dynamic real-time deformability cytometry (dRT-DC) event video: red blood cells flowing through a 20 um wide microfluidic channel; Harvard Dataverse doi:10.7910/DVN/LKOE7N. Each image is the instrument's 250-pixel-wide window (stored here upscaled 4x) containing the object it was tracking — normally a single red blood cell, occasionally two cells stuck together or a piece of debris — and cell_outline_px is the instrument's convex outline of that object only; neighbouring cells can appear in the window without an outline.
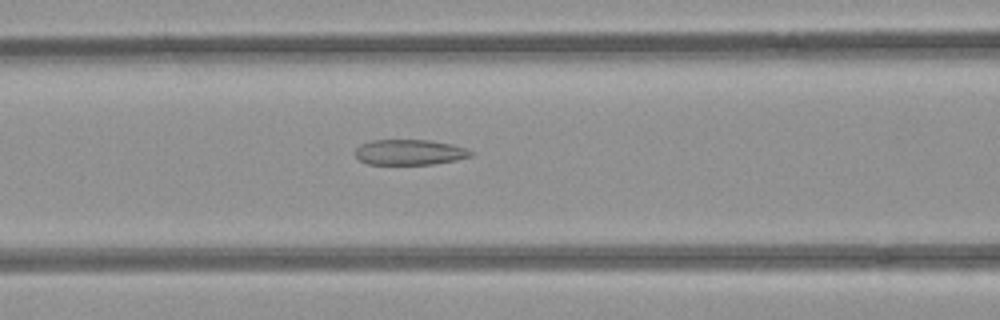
{"species": "common noctule bat (a hibernating species)", "species_latin": "Nyctalus noctula", "temperature_condition": "room temperature", "stored_images_in_passage": 43, "camera_frame_rate_fps": 3000, "um_per_image_px": 0.085, "animal": {"sex": "female", "body_mass_g": 21.9}, "frame": {"image": 1, "passage_image": 19, "time_ms": 6.0, "image_size_px": [1000, 320], "cell_outline_px": [[472, 156], [456, 160], [432, 164], [368, 164], [360, 160], [356, 156], [356, 148], [360, 144], [372, 140], [428, 140], [452, 144], [464, 148], [472, 152]], "centroid_in_image_um": [34.8, 12.94], "position_along_channel_um": 131.8, "area_um2": 16.99}}
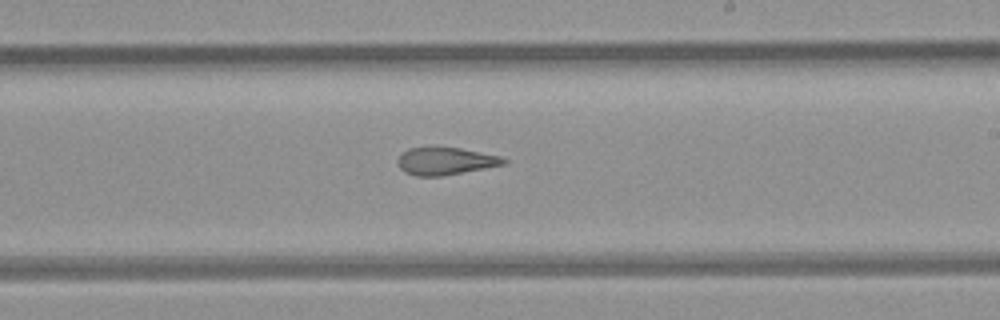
{"frame": {"image": 2, "passage_image": 28, "time_ms": 9.0, "image_size_px": [1000, 320], "cell_outline_px": [[508, 160], [504, 164], [484, 168], [440, 176], [416, 176], [404, 172], [400, 168], [396, 160], [408, 148], [460, 148], [500, 156]], "centroid_in_image_um": [37.84, 13.7], "position_along_channel_um": 251.2, "area_um2": 16.59}}
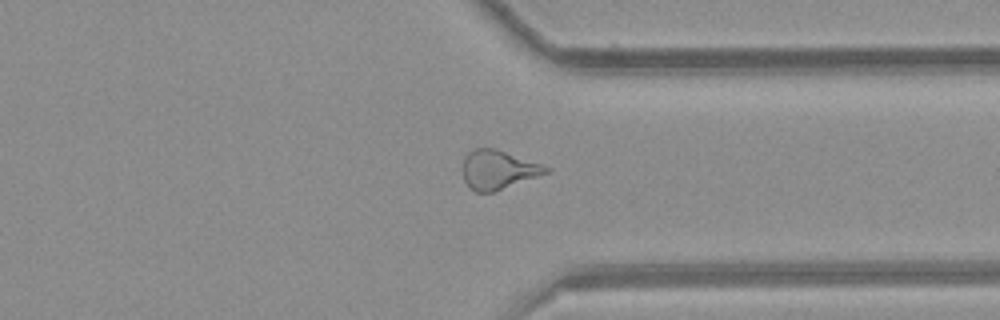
{"frame": {"image": 3, "passage_image": 37, "time_ms": 12.0, "image_size_px": [1000, 320], "cell_outline_px": [[552, 168], [548, 172], [496, 192], [476, 192], [468, 188], [464, 180], [464, 160], [468, 152], [476, 148], [496, 148]], "centroid_in_image_um": [42.34, 14.44], "position_along_channel_um": 369.1, "area_um2": 18.84}}